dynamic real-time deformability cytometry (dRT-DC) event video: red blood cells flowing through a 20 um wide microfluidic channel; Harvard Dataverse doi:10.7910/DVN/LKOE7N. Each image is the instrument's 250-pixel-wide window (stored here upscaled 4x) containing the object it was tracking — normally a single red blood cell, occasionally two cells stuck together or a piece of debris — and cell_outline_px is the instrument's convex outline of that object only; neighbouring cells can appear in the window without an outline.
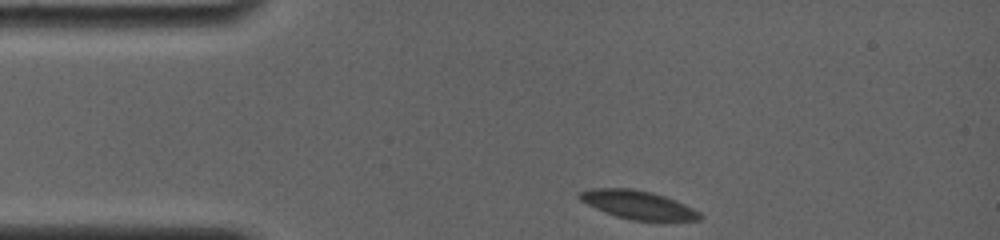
{"species": "common noctule bat (a hibernating species)", "species_latin": "Nyctalus noctula", "temperature_condition": "room temperature", "stored_images_in_passage": 32, "camera_frame_rate_fps": 4000, "um_per_image_px": 0.085, "animal": {"sex": "female", "body_mass_g": 19.0, "forearm_length_mm": 56.7}, "frame": {"image": 1, "passage_image": 1, "time_ms": 0.0, "image_size_px": [1000, 240], "cell_outline_px": [[704, 216], [700, 220], [632, 220], [616, 216], [604, 212], [580, 200], [576, 196], [580, 192], [592, 188], [632, 188], [652, 192], [676, 200], [700, 212]], "centroid_in_image_um": [54.22, 17.4], "position_along_channel_um": 30.8, "area_um2": 19.83}}
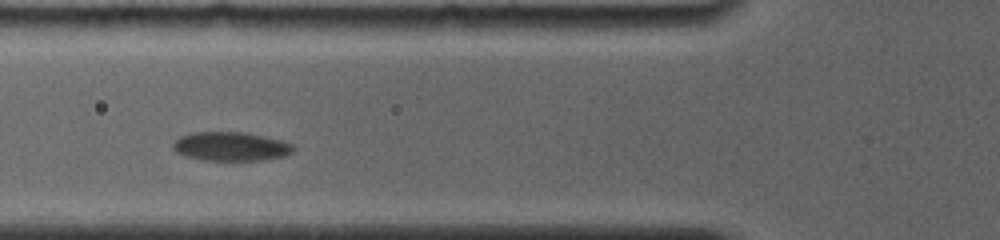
{"frame": {"image": 2, "passage_image": 19, "time_ms": 3.25, "image_size_px": [1000, 240], "cell_outline_px": [[296, 148], [292, 152], [284, 156], [264, 160], [204, 160], [184, 156], [176, 152], [172, 148], [172, 140], [180, 136], [192, 132], [248, 132], [280, 140], [292, 144]], "centroid_in_image_um": [19.59, 12.44], "position_along_channel_um": 106.2, "area_um2": 20.52}}
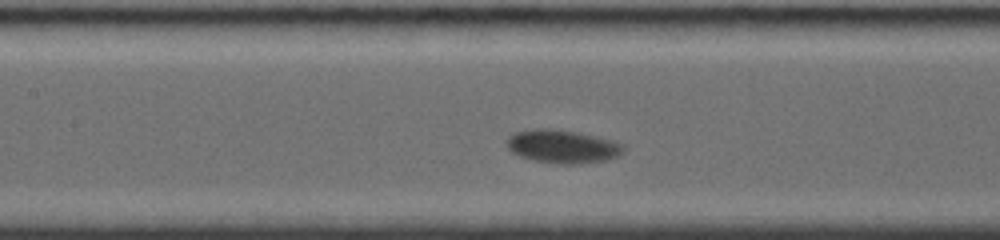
{"frame": {"image": 3, "passage_image": 27, "time_ms": 4.75, "image_size_px": [1000, 240], "cell_outline_px": [[624, 148], [616, 156], [608, 160], [580, 164], [556, 164], [532, 160], [520, 156], [512, 152], [508, 148], [504, 140], [508, 136], [516, 132], [532, 128], [548, 128], [576, 132], [596, 136], [612, 140], [624, 144]], "centroid_in_image_um": [47.76, 12.45], "position_along_channel_um": 159.6, "area_um2": 22.83}}